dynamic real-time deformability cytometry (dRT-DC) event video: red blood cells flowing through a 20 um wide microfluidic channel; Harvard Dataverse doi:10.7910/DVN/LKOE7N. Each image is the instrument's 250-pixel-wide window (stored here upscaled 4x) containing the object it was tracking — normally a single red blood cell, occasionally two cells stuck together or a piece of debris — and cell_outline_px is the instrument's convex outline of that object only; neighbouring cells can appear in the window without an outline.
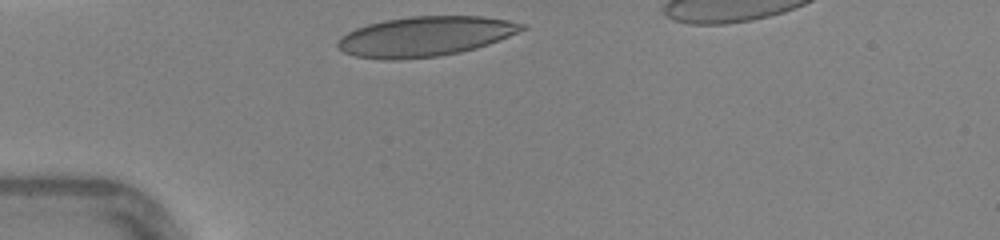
{"species": "human", "species_latin": "Homo sapiens", "temperature_condition": "warm", "stored_images_in_passage": 25, "camera_frame_rate_fps": 3000, "um_per_image_px": 0.085, "donor": {"sex": "female"}, "frame": {"image": 1, "passage_image": 1, "time_ms": 0.0, "image_size_px": [1000, 240], "cell_outline_px": [[528, 28], [488, 44], [476, 48], [460, 52], [436, 56], [400, 60], [384, 60], [356, 56], [344, 52], [336, 44], [340, 36], [356, 28], [368, 24], [384, 20], [412, 16], [480, 16], [508, 20], [528, 24]], "centroid_in_image_um": [36.14, 3.09], "position_along_channel_um": 48.9, "area_um2": 42.77}}
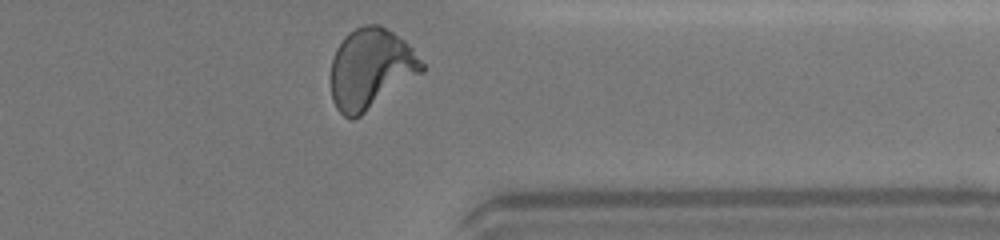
{"frame": {"image": 2, "passage_image": 25, "time_ms": 8.0, "image_size_px": [1000, 240], "cell_outline_px": [[424, 72], [360, 116], [352, 120], [344, 116], [336, 108], [332, 100], [332, 60], [336, 48], [344, 36], [348, 32], [364, 24], [380, 24], [400, 36], [412, 48], [424, 64]], "centroid_in_image_um": [31.53, 5.83], "position_along_channel_um": 379.9, "area_um2": 42.77}, "authors_computed_cell_mechanics": {"area_um2": 41.2114, "velocity_mm_per_s": 4.4088, "shape_relaxation_time_tau1_ms": 5.6419, "shape_relaxation_time_tau2_ms": null, "deformation_change_tau1": 0.2332, "deformation_change_tau2": null}}